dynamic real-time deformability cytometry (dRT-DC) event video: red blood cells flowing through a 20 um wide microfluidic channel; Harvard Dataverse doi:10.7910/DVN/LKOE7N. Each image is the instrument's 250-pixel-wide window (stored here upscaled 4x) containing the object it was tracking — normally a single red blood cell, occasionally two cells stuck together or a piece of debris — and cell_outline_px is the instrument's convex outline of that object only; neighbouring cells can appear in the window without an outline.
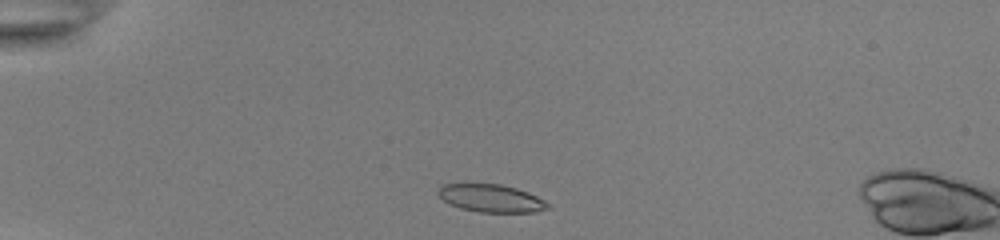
{"species": "common noctule bat (a hibernating species)", "species_latin": "Nyctalus noctula", "temperature_condition": "room temperature", "stored_images_in_passage": 43, "camera_frame_rate_fps": 3000, "um_per_image_px": 0.085, "animal": {"sex": "female", "body_mass_g": 22.0, "forearm_length_mm": 56.7}, "frame": {"image": 1, "passage_image": 4, "time_ms": 1.0, "image_size_px": [1000, 240], "cell_outline_px": [[552, 208], [536, 212], [480, 212], [460, 208], [448, 204], [436, 192], [440, 184], [500, 184], [516, 188], [528, 192], [544, 200]], "centroid_in_image_um": [41.74, 16.85], "position_along_channel_um": 43.3, "area_um2": 17.8}}
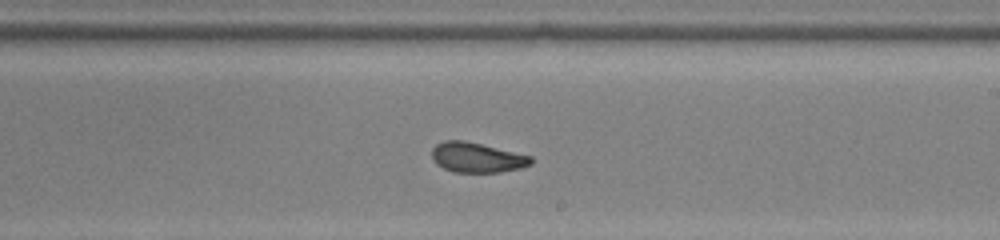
{"frame": {"image": 2, "passage_image": 23, "time_ms": 7.333, "image_size_px": [1000, 240], "cell_outline_px": [[532, 164], [520, 168], [500, 172], [452, 172], [436, 164], [432, 160], [432, 148], [436, 144], [444, 140], [464, 140], [532, 156]], "centroid_in_image_um": [40.51, 13.39], "position_along_channel_um": 248.5, "area_um2": 17.34}}
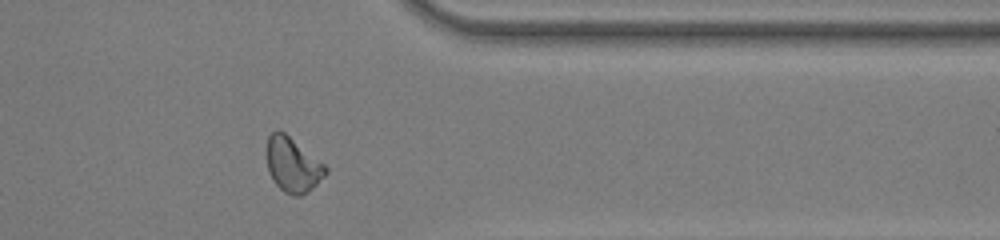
{"frame": {"image": 3, "passage_image": 34, "time_ms": 11.0, "image_size_px": [1000, 240], "cell_outline_px": [[328, 172], [308, 192], [300, 196], [292, 196], [284, 192], [272, 180], [268, 172], [268, 136], [276, 128], [284, 132], [324, 164], [328, 168]], "centroid_in_image_um": [24.88, 14.03], "position_along_channel_um": 386.5, "area_um2": 18.55}, "authors_computed_cell_mechanics": {"area_um2": 17.8024, "velocity_mm_per_s": 3.8912, "shape_relaxation_time_tau1_ms": 5.3942, "shape_relaxation_time_tau2_ms": 0.9631, "deformation_change_tau1": 0.1818, "deformation_change_tau2": 0.0688}}